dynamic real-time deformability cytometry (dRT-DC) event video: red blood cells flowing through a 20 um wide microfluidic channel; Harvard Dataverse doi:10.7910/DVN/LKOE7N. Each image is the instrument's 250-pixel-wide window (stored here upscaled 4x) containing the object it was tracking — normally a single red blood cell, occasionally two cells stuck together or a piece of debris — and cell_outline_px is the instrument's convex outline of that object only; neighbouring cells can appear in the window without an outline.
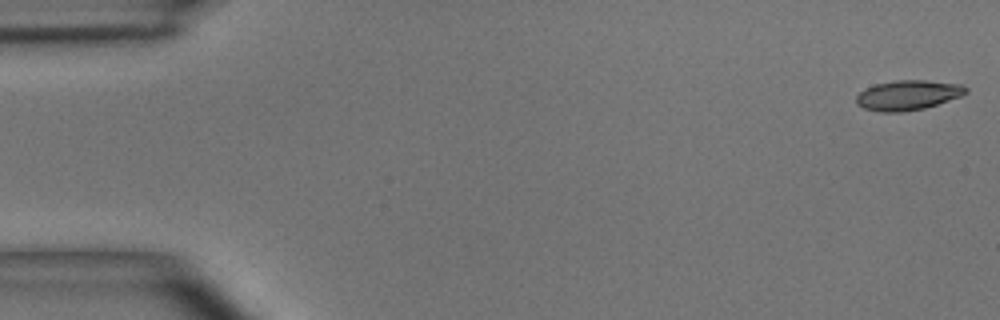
{"species": "common noctule bat (a hibernating species)", "species_latin": "Nyctalus noctula", "temperature_condition": "room temperature", "stored_images_in_passage": 49, "camera_frame_rate_fps": 3000, "um_per_image_px": 0.085, "animal": {"sex": "male", "body_mass_g": 15.6}, "frame": {"image": 1, "passage_image": 1, "time_ms": 0.0, "image_size_px": [1000, 320], "cell_outline_px": [[968, 92], [960, 96], [924, 108], [900, 112], [880, 112], [864, 108], [856, 104], [856, 96], [864, 88], [876, 84], [896, 80], [924, 80], [960, 84], [968, 88]], "centroid_in_image_um": [77.14, 8.08], "position_along_channel_um": 7.9, "area_um2": 18.96}}
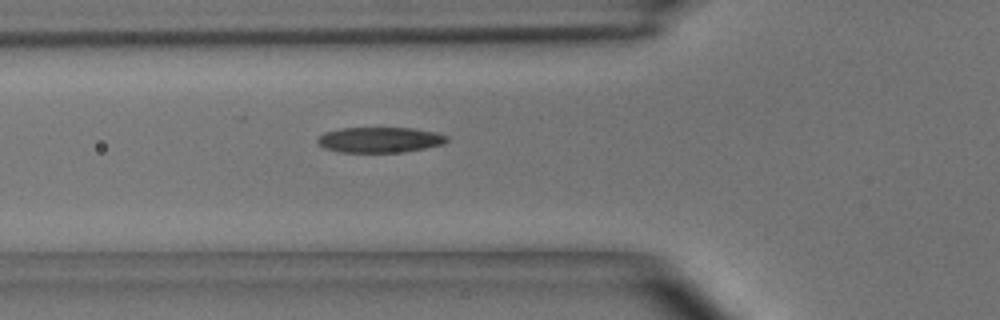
{"frame": {"image": 2, "passage_image": 17, "time_ms": 5.333, "image_size_px": [1000, 320], "cell_outline_px": [[448, 140], [444, 144], [404, 152], [340, 152], [324, 148], [316, 140], [324, 132], [340, 128], [416, 128], [436, 132], [448, 136]], "centroid_in_image_um": [32.3, 11.88], "position_along_channel_um": 93.5, "area_um2": 19.25}}
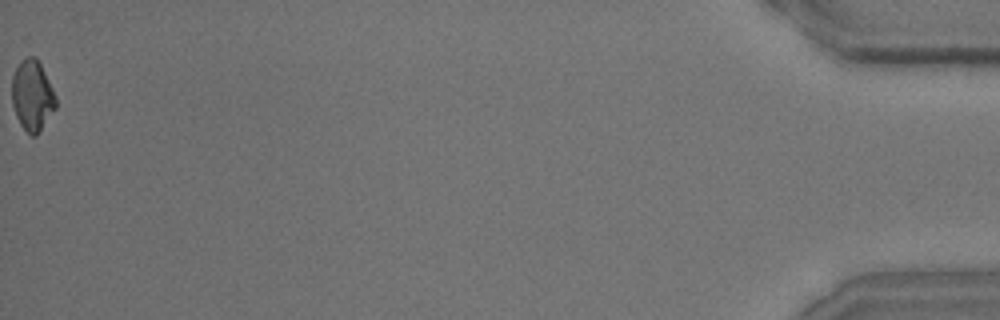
{"frame": {"image": 3, "passage_image": 49, "time_ms": 16.0, "image_size_px": [1000, 320], "cell_outline_px": [[56, 108], [36, 136], [32, 136], [20, 124], [16, 116], [12, 104], [12, 76], [20, 60], [28, 56], [36, 56], [56, 96]], "centroid_in_image_um": [2.73, 8.11], "position_along_channel_um": 432.5, "area_um2": 17.98}, "authors_computed_cell_mechanics": {"area_um2": 19.074, "velocity_mm_per_s": 4.0863, "shape_relaxation_time_tau1_ms": 9.3441, "shape_relaxation_time_tau2_ms": null, "deformation_change_tau1": 0.2438, "deformation_change_tau2": null}}